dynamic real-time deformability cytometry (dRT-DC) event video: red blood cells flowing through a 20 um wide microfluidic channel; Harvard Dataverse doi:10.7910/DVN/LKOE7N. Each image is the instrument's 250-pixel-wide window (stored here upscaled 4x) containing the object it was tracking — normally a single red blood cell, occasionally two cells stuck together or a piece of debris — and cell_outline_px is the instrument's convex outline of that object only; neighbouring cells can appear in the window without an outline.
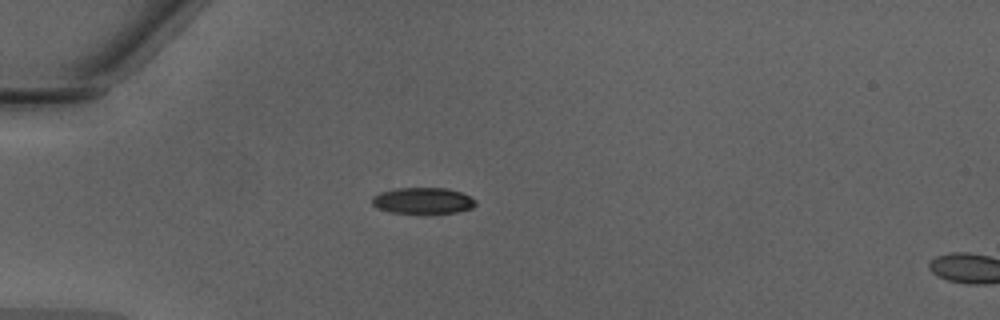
{"species": "Egyptian fruit bat (a non-hibernating species)", "species_latin": "Rousettus aegyptiacus", "temperature_condition": "warm", "stored_images_in_passage": 14, "camera_frame_rate_fps": 3000, "um_per_image_px": 0.085, "animal": {"sex": "male"}, "frame": {"image": 1, "passage_image": 12, "time_ms": 3.667, "image_size_px": [1000, 320], "cell_outline_px": [[476, 204], [472, 208], [456, 212], [392, 212], [376, 208], [372, 204], [372, 196], [380, 192], [396, 188], [448, 188], [460, 192], [476, 200]], "centroid_in_image_um": [35.92, 17.04], "position_along_channel_um": 49.1, "area_um2": 15.55}}